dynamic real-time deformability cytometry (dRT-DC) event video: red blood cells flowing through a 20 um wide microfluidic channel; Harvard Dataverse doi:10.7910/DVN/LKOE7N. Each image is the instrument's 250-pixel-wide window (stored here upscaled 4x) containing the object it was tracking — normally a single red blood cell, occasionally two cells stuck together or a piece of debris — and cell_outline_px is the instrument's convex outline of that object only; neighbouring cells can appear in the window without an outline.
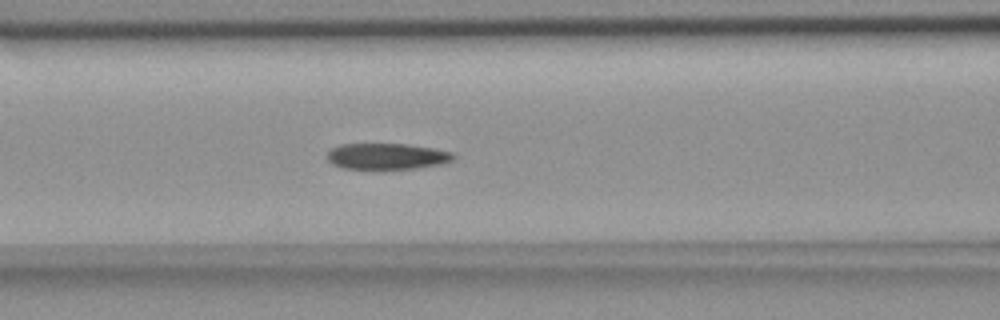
{"species": "common noctule bat (a hibernating species)", "species_latin": "Nyctalus noctula", "temperature_condition": "room temperature", "stored_images_in_passage": 39, "camera_frame_rate_fps": 3000, "um_per_image_px": 0.085, "animal": {"sex": "female", "body_mass_g": 18.4}, "frame": {"image": 1, "passage_image": 12, "time_ms": 3.667, "image_size_px": [1000, 320], "cell_outline_px": [[456, 156], [452, 160], [444, 164], [416, 168], [384, 172], [372, 172], [344, 168], [332, 164], [328, 160], [328, 152], [332, 148], [340, 144], [404, 144], [432, 148], [452, 152]], "centroid_in_image_um": [32.87, 13.35], "position_along_channel_um": 133.7, "area_um2": 20.17}}
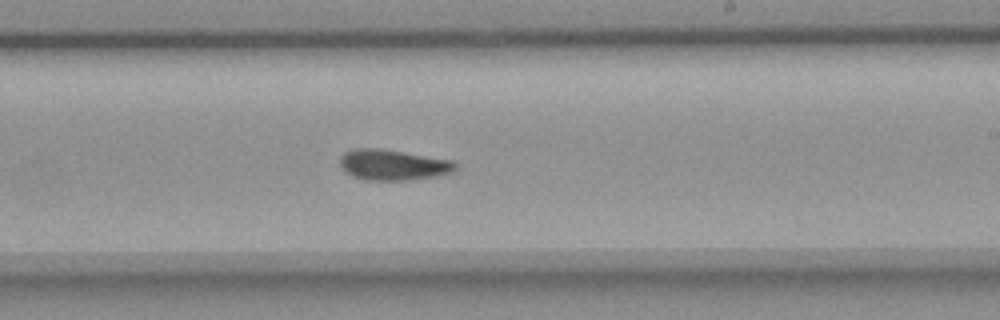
{"frame": {"image": 2, "passage_image": 22, "time_ms": 7.0, "image_size_px": [1000, 320], "cell_outline_px": [[456, 168], [452, 172], [436, 176], [408, 180], [364, 180], [352, 176], [344, 172], [340, 164], [340, 156], [344, 152], [352, 148], [380, 148], [452, 160], [456, 164]], "centroid_in_image_um": [33.35, 14.01], "position_along_channel_um": 255.6, "area_um2": 20.75}}
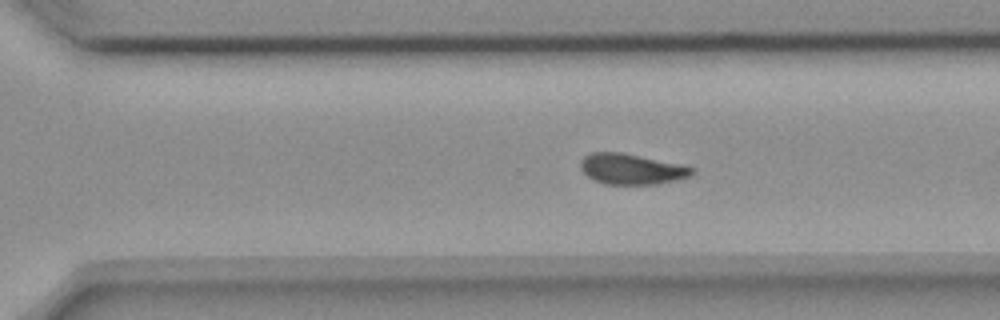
{"frame": {"image": 3, "passage_image": 27, "time_ms": 8.667, "image_size_px": [1000, 320], "cell_outline_px": [[692, 176], [676, 180], [656, 184], [604, 184], [588, 176], [580, 168], [580, 160], [584, 156], [592, 152], [620, 152], [676, 164], [692, 168]], "centroid_in_image_um": [53.61, 14.37], "position_along_channel_um": 317.0, "area_um2": 19.42}}